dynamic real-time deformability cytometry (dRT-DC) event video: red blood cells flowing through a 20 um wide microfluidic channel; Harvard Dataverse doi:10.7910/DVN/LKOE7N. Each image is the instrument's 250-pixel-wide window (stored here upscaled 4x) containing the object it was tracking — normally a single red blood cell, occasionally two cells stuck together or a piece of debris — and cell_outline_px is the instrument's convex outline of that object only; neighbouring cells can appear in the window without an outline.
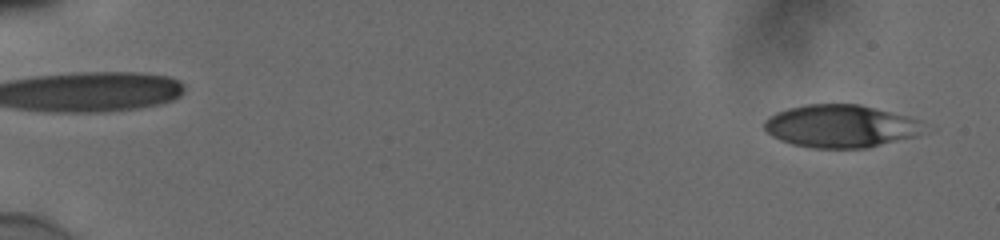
{"species": "human", "species_latin": "Homo sapiens", "temperature_condition": "cold", "stored_images_in_passage": 55, "camera_frame_rate_fps": 3000, "um_per_image_px": 0.085, "donor": {"sex": "male"}, "frame": {"image": 1, "passage_image": 3, "time_ms": 0.667, "image_size_px": [1000, 240], "cell_outline_px": [[920, 132], [916, 136], [868, 148], [812, 148], [792, 144], [780, 140], [772, 136], [764, 128], [764, 120], [768, 116], [776, 112], [788, 108], [804, 104], [860, 104], [904, 116], [916, 120]], "centroid_in_image_um": [71.33, 10.73], "position_along_channel_um": 13.7, "area_um2": 39.3}}
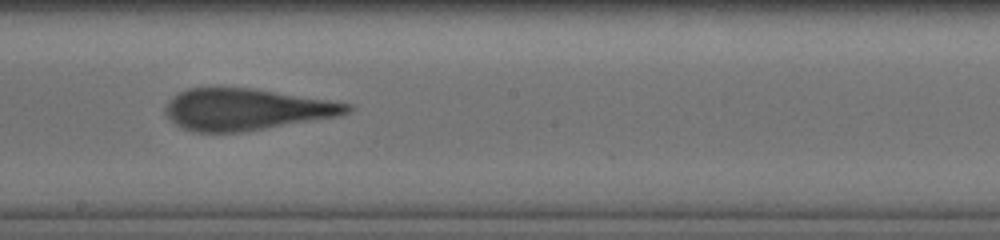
{"frame": {"image": 2, "passage_image": 33, "time_ms": 10.667, "image_size_px": [1000, 240], "cell_outline_px": [[352, 108], [348, 112], [332, 116], [240, 132], [196, 132], [184, 128], [176, 124], [164, 112], [164, 108], [168, 100], [172, 96], [188, 88], [256, 88], [352, 104]], "centroid_in_image_um": [20.85, 9.28], "position_along_channel_um": 227.4, "area_um2": 43.23}}
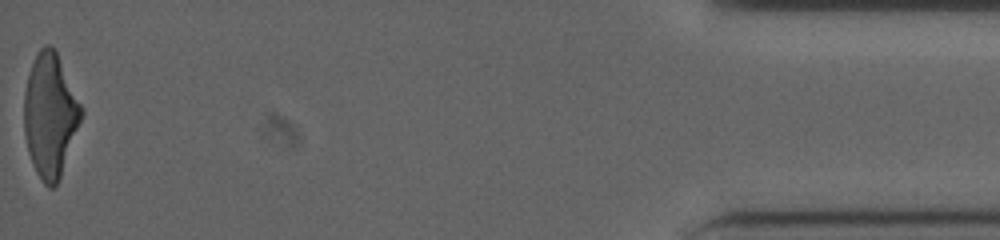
{"frame": {"image": 3, "passage_image": 55, "time_ms": 18.0, "image_size_px": [1000, 240], "cell_outline_px": [[84, 112], [60, 176], [56, 184], [52, 188], [48, 188], [44, 184], [36, 172], [28, 152], [24, 136], [24, 92], [28, 76], [32, 64], [40, 48], [44, 44], [48, 44], [56, 52], [84, 108]], "centroid_in_image_um": [4.26, 9.8], "position_along_channel_um": 430.9, "area_um2": 40.92}, "authors_computed_cell_mechanics": {"area_um2": 43.2922, "velocity_mm_per_s": 3.8752, "shape_relaxation_time_tau1_ms": 7.2718, "shape_relaxation_time_tau2_ms": 1.7238, "deformation_change_tau1": 0.251, "deformation_change_tau2": 0.1328}}